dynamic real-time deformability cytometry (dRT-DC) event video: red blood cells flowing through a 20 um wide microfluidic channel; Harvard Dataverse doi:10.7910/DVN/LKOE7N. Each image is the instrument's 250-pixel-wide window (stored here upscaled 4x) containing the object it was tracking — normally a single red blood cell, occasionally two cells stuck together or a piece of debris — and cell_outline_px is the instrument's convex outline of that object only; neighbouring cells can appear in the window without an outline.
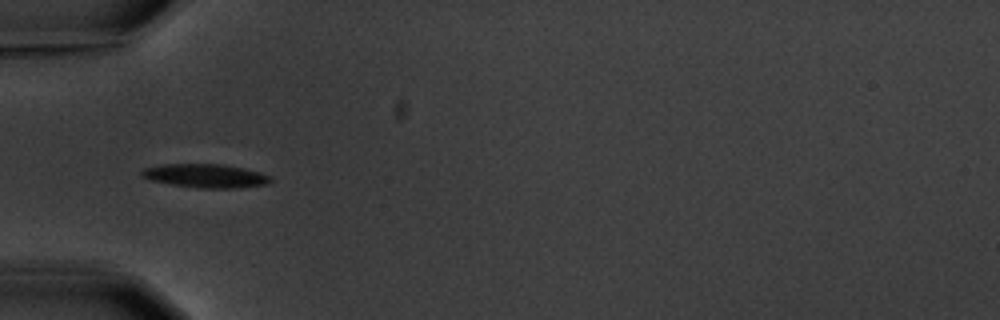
{"species": "common noctule bat (a hibernating species)", "species_latin": "Nyctalus noctula", "temperature_condition": "warm", "stored_images_in_passage": 9, "camera_frame_rate_fps": 3000, "um_per_image_px": 0.085, "animal": {"sex": "male", "body_mass_g": 20.1, "forearm_length_mm": 53.5}, "frame": {"image": 1, "passage_image": 6, "time_ms": 6.0, "image_size_px": [1000, 320], "cell_outline_px": [[272, 180], [268, 184], [240, 188], [196, 188], [172, 184], [152, 180], [140, 176], [140, 172], [144, 168], [164, 164], [224, 164], [260, 172], [272, 176]], "centroid_in_image_um": [17.51, 14.95], "position_along_channel_um": 67.5, "area_um2": 17.86}}